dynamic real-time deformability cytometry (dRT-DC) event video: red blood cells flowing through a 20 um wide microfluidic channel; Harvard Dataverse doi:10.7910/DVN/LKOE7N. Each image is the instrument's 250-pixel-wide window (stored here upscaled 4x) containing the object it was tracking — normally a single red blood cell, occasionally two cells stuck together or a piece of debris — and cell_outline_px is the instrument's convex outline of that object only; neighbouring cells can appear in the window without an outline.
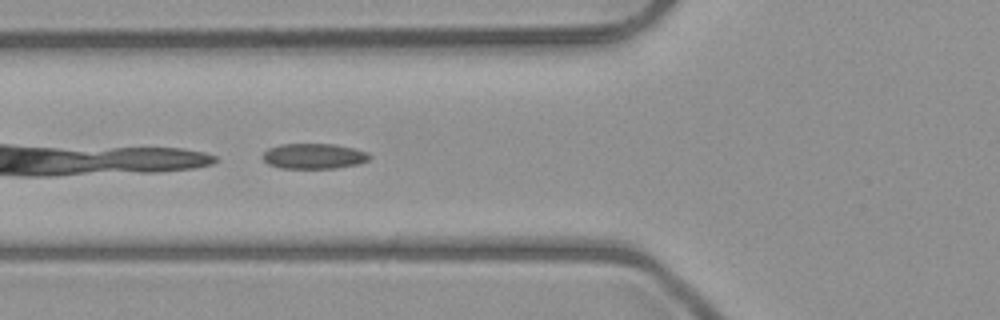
{"species": "common noctule bat (a hibernating species)", "species_latin": "Nyctalus noctula", "temperature_condition": "room temperature", "stored_images_in_passage": 5, "camera_frame_rate_fps": 3000, "um_per_image_px": 0.085, "animal": {"sex": "male", "body_mass_g": 23.1, "forearm_length_mm": 52.7}, "frame": {"image": 1, "passage_image": 5, "time_ms": 4.667, "image_size_px": [1000, 320], "cell_outline_px": [[372, 156], [368, 160], [356, 164], [336, 168], [280, 168], [268, 164], [264, 160], [264, 152], [268, 148], [280, 144], [336, 144], [368, 152]], "centroid_in_image_um": [26.68, 13.27], "position_along_channel_um": 99.1, "area_um2": 15.72}}